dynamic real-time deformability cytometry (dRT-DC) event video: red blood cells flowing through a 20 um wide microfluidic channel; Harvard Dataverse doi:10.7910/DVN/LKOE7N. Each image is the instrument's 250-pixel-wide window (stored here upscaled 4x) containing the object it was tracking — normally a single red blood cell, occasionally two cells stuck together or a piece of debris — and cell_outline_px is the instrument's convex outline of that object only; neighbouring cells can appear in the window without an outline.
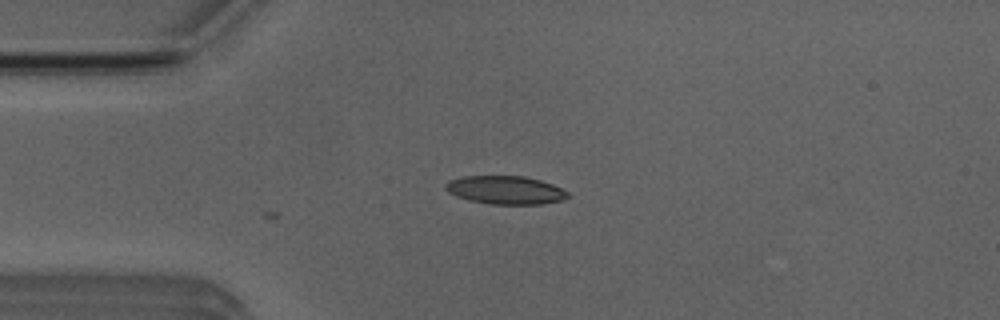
{"species": "Egyptian fruit bat (a non-hibernating species)", "species_latin": "Rousettus aegyptiacus", "temperature_condition": "room temperature", "stored_images_in_passage": 4, "camera_frame_rate_fps": 3000, "um_per_image_px": 0.085, "animal": {"sex": "male"}, "frame": {"image": 1, "passage_image": 3, "time_ms": 2.333, "image_size_px": [1000, 320], "cell_outline_px": [[568, 196], [560, 200], [540, 204], [488, 204], [468, 200], [456, 196], [448, 192], [444, 188], [444, 184], [448, 180], [464, 176], [524, 176], [540, 180], [552, 184], [568, 192]], "centroid_in_image_um": [42.89, 16.15], "position_along_channel_um": 42.1, "area_um2": 20.11}}